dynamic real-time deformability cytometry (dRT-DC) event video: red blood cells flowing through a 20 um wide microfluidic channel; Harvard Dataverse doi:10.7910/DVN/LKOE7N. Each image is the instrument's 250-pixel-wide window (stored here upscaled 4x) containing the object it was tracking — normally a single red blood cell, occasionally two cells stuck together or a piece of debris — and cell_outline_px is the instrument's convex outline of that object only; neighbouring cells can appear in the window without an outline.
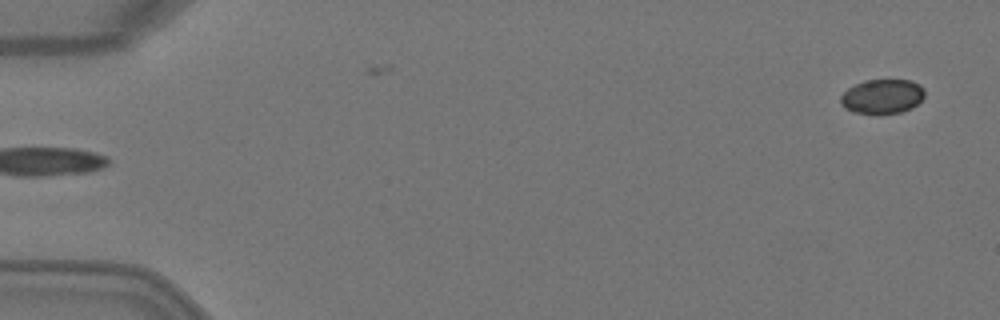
{"species": "Egyptian fruit bat (a non-hibernating species)", "species_latin": "Rousettus aegyptiacus", "temperature_condition": "warm", "stored_images_in_passage": 5, "segment_of_instrument_passage": [2, 2], "camera_frame_rate_fps": 3000, "um_per_image_px": 0.085, "animal": {"sex": "female"}, "frame": {"image": 1, "passage_image": 5, "time_ms": 1.333, "image_size_px": [1000, 320], "cell_outline_px": [[924, 96], [912, 108], [900, 112], [856, 112], [844, 108], [840, 104], [840, 96], [848, 88], [864, 80], [912, 80], [920, 84], [924, 88]], "centroid_in_image_um": [75.0, 8.16], "position_along_channel_um": 10.0, "area_um2": 16.59}}